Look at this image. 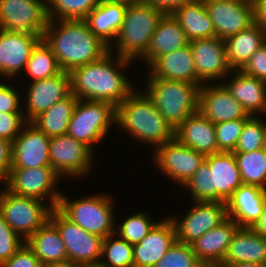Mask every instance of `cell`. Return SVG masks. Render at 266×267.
Segmentation results:
<instances>
[{
	"instance_id": "2",
	"label": "cell",
	"mask_w": 266,
	"mask_h": 267,
	"mask_svg": "<svg viewBox=\"0 0 266 267\" xmlns=\"http://www.w3.org/2000/svg\"><path fill=\"white\" fill-rule=\"evenodd\" d=\"M42 39L64 72L98 61L109 52L85 20H49Z\"/></svg>"
},
{
	"instance_id": "22",
	"label": "cell",
	"mask_w": 266,
	"mask_h": 267,
	"mask_svg": "<svg viewBox=\"0 0 266 267\" xmlns=\"http://www.w3.org/2000/svg\"><path fill=\"white\" fill-rule=\"evenodd\" d=\"M148 78L183 81L203 84L197 79L192 49L190 45L157 57L149 66Z\"/></svg>"
},
{
	"instance_id": "54",
	"label": "cell",
	"mask_w": 266,
	"mask_h": 267,
	"mask_svg": "<svg viewBox=\"0 0 266 267\" xmlns=\"http://www.w3.org/2000/svg\"><path fill=\"white\" fill-rule=\"evenodd\" d=\"M43 267H83L77 264H73L70 261L61 262V263H53V264H47Z\"/></svg>"
},
{
	"instance_id": "36",
	"label": "cell",
	"mask_w": 266,
	"mask_h": 267,
	"mask_svg": "<svg viewBox=\"0 0 266 267\" xmlns=\"http://www.w3.org/2000/svg\"><path fill=\"white\" fill-rule=\"evenodd\" d=\"M25 71L33 81L53 77L62 72L51 48L41 39L33 48Z\"/></svg>"
},
{
	"instance_id": "35",
	"label": "cell",
	"mask_w": 266,
	"mask_h": 267,
	"mask_svg": "<svg viewBox=\"0 0 266 267\" xmlns=\"http://www.w3.org/2000/svg\"><path fill=\"white\" fill-rule=\"evenodd\" d=\"M243 184L255 185L266 190V149L252 152H233Z\"/></svg>"
},
{
	"instance_id": "33",
	"label": "cell",
	"mask_w": 266,
	"mask_h": 267,
	"mask_svg": "<svg viewBox=\"0 0 266 267\" xmlns=\"http://www.w3.org/2000/svg\"><path fill=\"white\" fill-rule=\"evenodd\" d=\"M172 15L185 31L189 42L215 36L213 22L201 0H190Z\"/></svg>"
},
{
	"instance_id": "11",
	"label": "cell",
	"mask_w": 266,
	"mask_h": 267,
	"mask_svg": "<svg viewBox=\"0 0 266 267\" xmlns=\"http://www.w3.org/2000/svg\"><path fill=\"white\" fill-rule=\"evenodd\" d=\"M46 0H0V29L43 36L48 23Z\"/></svg>"
},
{
	"instance_id": "9",
	"label": "cell",
	"mask_w": 266,
	"mask_h": 267,
	"mask_svg": "<svg viewBox=\"0 0 266 267\" xmlns=\"http://www.w3.org/2000/svg\"><path fill=\"white\" fill-rule=\"evenodd\" d=\"M49 220L59 231L68 261L83 267L98 266L103 238L85 231L68 219L57 207L51 210Z\"/></svg>"
},
{
	"instance_id": "16",
	"label": "cell",
	"mask_w": 266,
	"mask_h": 267,
	"mask_svg": "<svg viewBox=\"0 0 266 267\" xmlns=\"http://www.w3.org/2000/svg\"><path fill=\"white\" fill-rule=\"evenodd\" d=\"M189 45L192 49L197 79L202 84H206V81L221 80L229 74L231 76L233 69L229 66L223 39L216 36L196 39L190 41Z\"/></svg>"
},
{
	"instance_id": "20",
	"label": "cell",
	"mask_w": 266,
	"mask_h": 267,
	"mask_svg": "<svg viewBox=\"0 0 266 267\" xmlns=\"http://www.w3.org/2000/svg\"><path fill=\"white\" fill-rule=\"evenodd\" d=\"M41 39L35 34L0 29V76L14 79L20 72L22 74L33 48Z\"/></svg>"
},
{
	"instance_id": "8",
	"label": "cell",
	"mask_w": 266,
	"mask_h": 267,
	"mask_svg": "<svg viewBox=\"0 0 266 267\" xmlns=\"http://www.w3.org/2000/svg\"><path fill=\"white\" fill-rule=\"evenodd\" d=\"M51 210L39 199L0 190V214L24 241L49 219Z\"/></svg>"
},
{
	"instance_id": "17",
	"label": "cell",
	"mask_w": 266,
	"mask_h": 267,
	"mask_svg": "<svg viewBox=\"0 0 266 267\" xmlns=\"http://www.w3.org/2000/svg\"><path fill=\"white\" fill-rule=\"evenodd\" d=\"M51 138L34 124L27 122L11 143V168H36L50 166L49 144Z\"/></svg>"
},
{
	"instance_id": "3",
	"label": "cell",
	"mask_w": 266,
	"mask_h": 267,
	"mask_svg": "<svg viewBox=\"0 0 266 267\" xmlns=\"http://www.w3.org/2000/svg\"><path fill=\"white\" fill-rule=\"evenodd\" d=\"M136 89L116 107V125L135 140L157 147L173 140L175 130L151 99Z\"/></svg>"
},
{
	"instance_id": "47",
	"label": "cell",
	"mask_w": 266,
	"mask_h": 267,
	"mask_svg": "<svg viewBox=\"0 0 266 267\" xmlns=\"http://www.w3.org/2000/svg\"><path fill=\"white\" fill-rule=\"evenodd\" d=\"M0 267H43L26 243Z\"/></svg>"
},
{
	"instance_id": "4",
	"label": "cell",
	"mask_w": 266,
	"mask_h": 267,
	"mask_svg": "<svg viewBox=\"0 0 266 267\" xmlns=\"http://www.w3.org/2000/svg\"><path fill=\"white\" fill-rule=\"evenodd\" d=\"M163 16L161 11L141 0L128 5L114 41L116 55L132 61L141 58L149 48L151 37Z\"/></svg>"
},
{
	"instance_id": "26",
	"label": "cell",
	"mask_w": 266,
	"mask_h": 267,
	"mask_svg": "<svg viewBox=\"0 0 266 267\" xmlns=\"http://www.w3.org/2000/svg\"><path fill=\"white\" fill-rule=\"evenodd\" d=\"M175 138L205 156L218 152L215 124L199 110L175 129Z\"/></svg>"
},
{
	"instance_id": "10",
	"label": "cell",
	"mask_w": 266,
	"mask_h": 267,
	"mask_svg": "<svg viewBox=\"0 0 266 267\" xmlns=\"http://www.w3.org/2000/svg\"><path fill=\"white\" fill-rule=\"evenodd\" d=\"M61 176L50 166L36 168H11L4 187L13 194L32 197L44 202L49 199V207H58L61 192L56 188Z\"/></svg>"
},
{
	"instance_id": "52",
	"label": "cell",
	"mask_w": 266,
	"mask_h": 267,
	"mask_svg": "<svg viewBox=\"0 0 266 267\" xmlns=\"http://www.w3.org/2000/svg\"><path fill=\"white\" fill-rule=\"evenodd\" d=\"M260 236L266 238V202L264 204L263 212L260 215L259 219L251 227Z\"/></svg>"
},
{
	"instance_id": "49",
	"label": "cell",
	"mask_w": 266,
	"mask_h": 267,
	"mask_svg": "<svg viewBox=\"0 0 266 267\" xmlns=\"http://www.w3.org/2000/svg\"><path fill=\"white\" fill-rule=\"evenodd\" d=\"M12 166L11 142L0 138V181L6 182Z\"/></svg>"
},
{
	"instance_id": "55",
	"label": "cell",
	"mask_w": 266,
	"mask_h": 267,
	"mask_svg": "<svg viewBox=\"0 0 266 267\" xmlns=\"http://www.w3.org/2000/svg\"><path fill=\"white\" fill-rule=\"evenodd\" d=\"M100 1H103V2H114V3H123V4H126V5H130V4H133V3H136L140 0H100Z\"/></svg>"
},
{
	"instance_id": "51",
	"label": "cell",
	"mask_w": 266,
	"mask_h": 267,
	"mask_svg": "<svg viewBox=\"0 0 266 267\" xmlns=\"http://www.w3.org/2000/svg\"><path fill=\"white\" fill-rule=\"evenodd\" d=\"M255 23L266 31V0H252Z\"/></svg>"
},
{
	"instance_id": "38",
	"label": "cell",
	"mask_w": 266,
	"mask_h": 267,
	"mask_svg": "<svg viewBox=\"0 0 266 267\" xmlns=\"http://www.w3.org/2000/svg\"><path fill=\"white\" fill-rule=\"evenodd\" d=\"M100 0H46L49 20H84Z\"/></svg>"
},
{
	"instance_id": "28",
	"label": "cell",
	"mask_w": 266,
	"mask_h": 267,
	"mask_svg": "<svg viewBox=\"0 0 266 267\" xmlns=\"http://www.w3.org/2000/svg\"><path fill=\"white\" fill-rule=\"evenodd\" d=\"M253 262L266 263V238L251 228H238L229 244L220 267L232 264Z\"/></svg>"
},
{
	"instance_id": "53",
	"label": "cell",
	"mask_w": 266,
	"mask_h": 267,
	"mask_svg": "<svg viewBox=\"0 0 266 267\" xmlns=\"http://www.w3.org/2000/svg\"><path fill=\"white\" fill-rule=\"evenodd\" d=\"M229 267H266V263L244 262V263L232 264Z\"/></svg>"
},
{
	"instance_id": "45",
	"label": "cell",
	"mask_w": 266,
	"mask_h": 267,
	"mask_svg": "<svg viewBox=\"0 0 266 267\" xmlns=\"http://www.w3.org/2000/svg\"><path fill=\"white\" fill-rule=\"evenodd\" d=\"M26 123L23 112H0V138L12 143Z\"/></svg>"
},
{
	"instance_id": "29",
	"label": "cell",
	"mask_w": 266,
	"mask_h": 267,
	"mask_svg": "<svg viewBox=\"0 0 266 267\" xmlns=\"http://www.w3.org/2000/svg\"><path fill=\"white\" fill-rule=\"evenodd\" d=\"M127 6L128 5L123 3L100 1V4L84 19L90 30L104 42L109 49H114L112 43L116 40L122 27Z\"/></svg>"
},
{
	"instance_id": "41",
	"label": "cell",
	"mask_w": 266,
	"mask_h": 267,
	"mask_svg": "<svg viewBox=\"0 0 266 267\" xmlns=\"http://www.w3.org/2000/svg\"><path fill=\"white\" fill-rule=\"evenodd\" d=\"M193 202H213V179L209 165L204 162L186 183Z\"/></svg>"
},
{
	"instance_id": "27",
	"label": "cell",
	"mask_w": 266,
	"mask_h": 267,
	"mask_svg": "<svg viewBox=\"0 0 266 267\" xmlns=\"http://www.w3.org/2000/svg\"><path fill=\"white\" fill-rule=\"evenodd\" d=\"M234 76L228 83H222L229 93L242 104L251 116L266 113V81L232 70Z\"/></svg>"
},
{
	"instance_id": "14",
	"label": "cell",
	"mask_w": 266,
	"mask_h": 267,
	"mask_svg": "<svg viewBox=\"0 0 266 267\" xmlns=\"http://www.w3.org/2000/svg\"><path fill=\"white\" fill-rule=\"evenodd\" d=\"M192 203L191 209L181 221L178 217L170 218L175 227L176 242L182 244H191L228 218L224 202Z\"/></svg>"
},
{
	"instance_id": "48",
	"label": "cell",
	"mask_w": 266,
	"mask_h": 267,
	"mask_svg": "<svg viewBox=\"0 0 266 267\" xmlns=\"http://www.w3.org/2000/svg\"><path fill=\"white\" fill-rule=\"evenodd\" d=\"M20 94L17 89L0 83V112H24L20 110Z\"/></svg>"
},
{
	"instance_id": "32",
	"label": "cell",
	"mask_w": 266,
	"mask_h": 267,
	"mask_svg": "<svg viewBox=\"0 0 266 267\" xmlns=\"http://www.w3.org/2000/svg\"><path fill=\"white\" fill-rule=\"evenodd\" d=\"M224 41L229 66L233 70H240L253 53L266 42V31L255 23Z\"/></svg>"
},
{
	"instance_id": "34",
	"label": "cell",
	"mask_w": 266,
	"mask_h": 267,
	"mask_svg": "<svg viewBox=\"0 0 266 267\" xmlns=\"http://www.w3.org/2000/svg\"><path fill=\"white\" fill-rule=\"evenodd\" d=\"M77 101L78 98L70 93L37 116L31 123L50 138L66 134Z\"/></svg>"
},
{
	"instance_id": "5",
	"label": "cell",
	"mask_w": 266,
	"mask_h": 267,
	"mask_svg": "<svg viewBox=\"0 0 266 267\" xmlns=\"http://www.w3.org/2000/svg\"><path fill=\"white\" fill-rule=\"evenodd\" d=\"M146 81L144 92L174 130L198 111L200 87L197 84L161 78Z\"/></svg>"
},
{
	"instance_id": "37",
	"label": "cell",
	"mask_w": 266,
	"mask_h": 267,
	"mask_svg": "<svg viewBox=\"0 0 266 267\" xmlns=\"http://www.w3.org/2000/svg\"><path fill=\"white\" fill-rule=\"evenodd\" d=\"M98 266L133 267V245L116 234L108 235L102 241L101 259Z\"/></svg>"
},
{
	"instance_id": "46",
	"label": "cell",
	"mask_w": 266,
	"mask_h": 267,
	"mask_svg": "<svg viewBox=\"0 0 266 267\" xmlns=\"http://www.w3.org/2000/svg\"><path fill=\"white\" fill-rule=\"evenodd\" d=\"M240 70L249 76L266 81V42L253 53Z\"/></svg>"
},
{
	"instance_id": "7",
	"label": "cell",
	"mask_w": 266,
	"mask_h": 267,
	"mask_svg": "<svg viewBox=\"0 0 266 267\" xmlns=\"http://www.w3.org/2000/svg\"><path fill=\"white\" fill-rule=\"evenodd\" d=\"M116 124V107L105 101L78 99L69 123L68 134L83 142L92 151Z\"/></svg>"
},
{
	"instance_id": "43",
	"label": "cell",
	"mask_w": 266,
	"mask_h": 267,
	"mask_svg": "<svg viewBox=\"0 0 266 267\" xmlns=\"http://www.w3.org/2000/svg\"><path fill=\"white\" fill-rule=\"evenodd\" d=\"M248 119L249 118H239L236 120L215 124L218 152L234 151L237 146L243 126Z\"/></svg>"
},
{
	"instance_id": "24",
	"label": "cell",
	"mask_w": 266,
	"mask_h": 267,
	"mask_svg": "<svg viewBox=\"0 0 266 267\" xmlns=\"http://www.w3.org/2000/svg\"><path fill=\"white\" fill-rule=\"evenodd\" d=\"M212 171L213 202H224L242 184L240 170L233 152L220 151L205 157Z\"/></svg>"
},
{
	"instance_id": "44",
	"label": "cell",
	"mask_w": 266,
	"mask_h": 267,
	"mask_svg": "<svg viewBox=\"0 0 266 267\" xmlns=\"http://www.w3.org/2000/svg\"><path fill=\"white\" fill-rule=\"evenodd\" d=\"M24 243L0 214V265L14 255Z\"/></svg>"
},
{
	"instance_id": "25",
	"label": "cell",
	"mask_w": 266,
	"mask_h": 267,
	"mask_svg": "<svg viewBox=\"0 0 266 267\" xmlns=\"http://www.w3.org/2000/svg\"><path fill=\"white\" fill-rule=\"evenodd\" d=\"M238 228V224L227 218L219 226L192 242L191 247L198 260L204 266H219Z\"/></svg>"
},
{
	"instance_id": "18",
	"label": "cell",
	"mask_w": 266,
	"mask_h": 267,
	"mask_svg": "<svg viewBox=\"0 0 266 267\" xmlns=\"http://www.w3.org/2000/svg\"><path fill=\"white\" fill-rule=\"evenodd\" d=\"M212 85L207 82V85L203 84L199 88L198 110L207 119L214 124H218L251 117L242 104L229 93L222 82L216 85L213 81Z\"/></svg>"
},
{
	"instance_id": "40",
	"label": "cell",
	"mask_w": 266,
	"mask_h": 267,
	"mask_svg": "<svg viewBox=\"0 0 266 267\" xmlns=\"http://www.w3.org/2000/svg\"><path fill=\"white\" fill-rule=\"evenodd\" d=\"M251 116L244 124L238 143L233 152H252L265 147L266 121Z\"/></svg>"
},
{
	"instance_id": "15",
	"label": "cell",
	"mask_w": 266,
	"mask_h": 267,
	"mask_svg": "<svg viewBox=\"0 0 266 267\" xmlns=\"http://www.w3.org/2000/svg\"><path fill=\"white\" fill-rule=\"evenodd\" d=\"M215 36L225 40L255 24L252 0H221L205 4Z\"/></svg>"
},
{
	"instance_id": "39",
	"label": "cell",
	"mask_w": 266,
	"mask_h": 267,
	"mask_svg": "<svg viewBox=\"0 0 266 267\" xmlns=\"http://www.w3.org/2000/svg\"><path fill=\"white\" fill-rule=\"evenodd\" d=\"M149 215L143 211L132 214L119 225L120 227H115V234L132 245L139 243L160 222H154Z\"/></svg>"
},
{
	"instance_id": "50",
	"label": "cell",
	"mask_w": 266,
	"mask_h": 267,
	"mask_svg": "<svg viewBox=\"0 0 266 267\" xmlns=\"http://www.w3.org/2000/svg\"><path fill=\"white\" fill-rule=\"evenodd\" d=\"M151 4L154 8L161 11L164 15H172L176 10L182 7L190 0H141Z\"/></svg>"
},
{
	"instance_id": "23",
	"label": "cell",
	"mask_w": 266,
	"mask_h": 267,
	"mask_svg": "<svg viewBox=\"0 0 266 267\" xmlns=\"http://www.w3.org/2000/svg\"><path fill=\"white\" fill-rule=\"evenodd\" d=\"M265 202V189L242 184L226 201L227 217L240 228H251L262 214Z\"/></svg>"
},
{
	"instance_id": "56",
	"label": "cell",
	"mask_w": 266,
	"mask_h": 267,
	"mask_svg": "<svg viewBox=\"0 0 266 267\" xmlns=\"http://www.w3.org/2000/svg\"><path fill=\"white\" fill-rule=\"evenodd\" d=\"M204 4L213 2V1H221V0H201Z\"/></svg>"
},
{
	"instance_id": "21",
	"label": "cell",
	"mask_w": 266,
	"mask_h": 267,
	"mask_svg": "<svg viewBox=\"0 0 266 267\" xmlns=\"http://www.w3.org/2000/svg\"><path fill=\"white\" fill-rule=\"evenodd\" d=\"M175 242V227L168 216L133 245V267H154Z\"/></svg>"
},
{
	"instance_id": "31",
	"label": "cell",
	"mask_w": 266,
	"mask_h": 267,
	"mask_svg": "<svg viewBox=\"0 0 266 267\" xmlns=\"http://www.w3.org/2000/svg\"><path fill=\"white\" fill-rule=\"evenodd\" d=\"M25 243L43 266L68 261L64 242L49 219Z\"/></svg>"
},
{
	"instance_id": "42",
	"label": "cell",
	"mask_w": 266,
	"mask_h": 267,
	"mask_svg": "<svg viewBox=\"0 0 266 267\" xmlns=\"http://www.w3.org/2000/svg\"><path fill=\"white\" fill-rule=\"evenodd\" d=\"M154 267H204L191 244L175 242Z\"/></svg>"
},
{
	"instance_id": "57",
	"label": "cell",
	"mask_w": 266,
	"mask_h": 267,
	"mask_svg": "<svg viewBox=\"0 0 266 267\" xmlns=\"http://www.w3.org/2000/svg\"><path fill=\"white\" fill-rule=\"evenodd\" d=\"M204 267H220V266H204Z\"/></svg>"
},
{
	"instance_id": "19",
	"label": "cell",
	"mask_w": 266,
	"mask_h": 267,
	"mask_svg": "<svg viewBox=\"0 0 266 267\" xmlns=\"http://www.w3.org/2000/svg\"><path fill=\"white\" fill-rule=\"evenodd\" d=\"M27 92L26 113L27 122H32L54 103L62 100L71 93L69 72L62 71L53 77L36 80L29 84Z\"/></svg>"
},
{
	"instance_id": "1",
	"label": "cell",
	"mask_w": 266,
	"mask_h": 267,
	"mask_svg": "<svg viewBox=\"0 0 266 267\" xmlns=\"http://www.w3.org/2000/svg\"><path fill=\"white\" fill-rule=\"evenodd\" d=\"M113 54L109 49L98 61L73 68L69 72L71 93L78 99L105 101L115 107L128 97L134 85L121 70L128 68L132 60Z\"/></svg>"
},
{
	"instance_id": "13",
	"label": "cell",
	"mask_w": 266,
	"mask_h": 267,
	"mask_svg": "<svg viewBox=\"0 0 266 267\" xmlns=\"http://www.w3.org/2000/svg\"><path fill=\"white\" fill-rule=\"evenodd\" d=\"M156 167L163 175L184 187L198 168L205 162V155L198 153L176 138L154 150Z\"/></svg>"
},
{
	"instance_id": "12",
	"label": "cell",
	"mask_w": 266,
	"mask_h": 267,
	"mask_svg": "<svg viewBox=\"0 0 266 267\" xmlns=\"http://www.w3.org/2000/svg\"><path fill=\"white\" fill-rule=\"evenodd\" d=\"M94 152L68 133L51 137L49 144L50 167L60 176L88 175L93 167Z\"/></svg>"
},
{
	"instance_id": "6",
	"label": "cell",
	"mask_w": 266,
	"mask_h": 267,
	"mask_svg": "<svg viewBox=\"0 0 266 267\" xmlns=\"http://www.w3.org/2000/svg\"><path fill=\"white\" fill-rule=\"evenodd\" d=\"M61 194L58 209L72 222L85 231L106 238L115 234L113 199L106 194L88 195L79 200L70 201Z\"/></svg>"
},
{
	"instance_id": "30",
	"label": "cell",
	"mask_w": 266,
	"mask_h": 267,
	"mask_svg": "<svg viewBox=\"0 0 266 267\" xmlns=\"http://www.w3.org/2000/svg\"><path fill=\"white\" fill-rule=\"evenodd\" d=\"M188 44L185 31L173 15H164L151 37L149 48L140 59L149 66L157 57L181 49Z\"/></svg>"
}]
</instances>
